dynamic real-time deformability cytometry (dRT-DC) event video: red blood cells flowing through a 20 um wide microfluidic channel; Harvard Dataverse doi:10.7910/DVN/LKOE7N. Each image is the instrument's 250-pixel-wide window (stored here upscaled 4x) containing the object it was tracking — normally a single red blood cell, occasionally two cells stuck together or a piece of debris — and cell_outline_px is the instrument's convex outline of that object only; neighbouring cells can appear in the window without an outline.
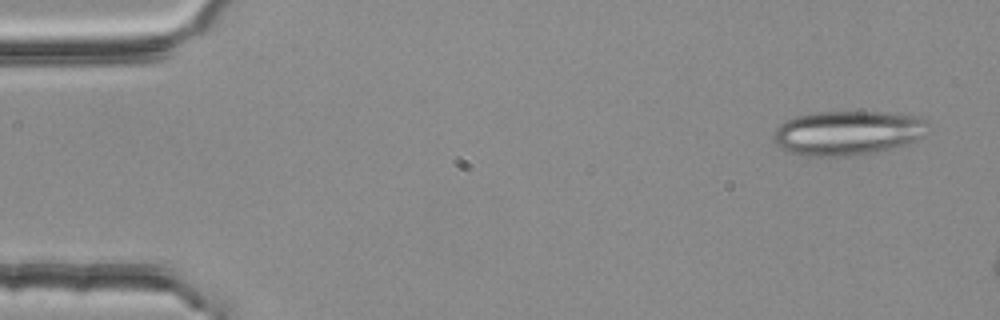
{"species": "common noctule bat (a hibernating species)", "species_latin": "Nyctalus noctula", "temperature_condition": "room temperature", "stored_images_in_passage": 3, "camera_frame_rate_fps": 3000, "um_per_image_px": 0.085, "animal": {"sex": "female", "body_mass_g": 25.1}, "frame": {"image": 1, "passage_image": 1, "time_ms": 0.0, "image_size_px": [1000, 320], "cell_outline_px": [[928, 132], [924, 136], [908, 144], [876, 152], [852, 156], [812, 156], [792, 152], [776, 144], [772, 136], [776, 128], [784, 120], [796, 116], [812, 112], [888, 112], [924, 116], [928, 124]], "centroid_in_image_um": [72.12, 11.28], "position_along_channel_um": 12.9, "area_um2": 40.46}}